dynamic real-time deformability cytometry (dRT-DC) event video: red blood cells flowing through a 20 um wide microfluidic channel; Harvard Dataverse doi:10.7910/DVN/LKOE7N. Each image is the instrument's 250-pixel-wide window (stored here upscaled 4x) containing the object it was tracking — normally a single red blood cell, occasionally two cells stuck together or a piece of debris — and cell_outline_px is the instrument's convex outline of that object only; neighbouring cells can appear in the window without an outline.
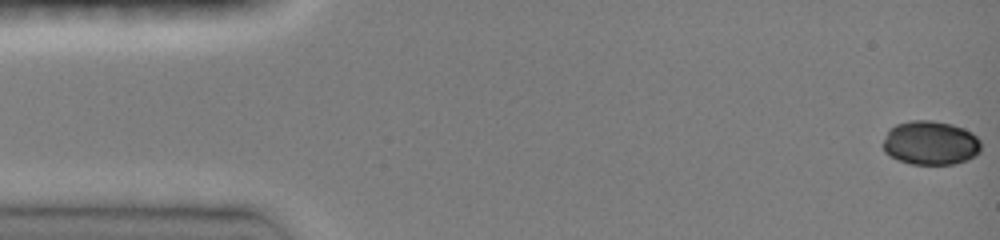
{"species": "common noctule bat (a hibernating species)", "species_latin": "Nyctalus noctula", "temperature_condition": "room temperature", "stored_images_in_passage": 47, "camera_frame_rate_fps": 3000, "um_per_image_px": 0.085, "animal": {"sex": "female", "body_mass_g": 19.0, "forearm_length_mm": 51.5}, "frame": {"image": 1, "passage_image": 1, "time_ms": 0.0, "image_size_px": [1000, 240], "cell_outline_px": [[980, 152], [976, 156], [968, 160], [956, 164], [912, 164], [896, 160], [884, 152], [880, 144], [888, 128], [896, 124], [908, 120], [932, 120], [952, 124], [964, 128], [972, 132], [980, 140]], "centroid_in_image_um": [79.05, 12.14], "position_along_channel_um": 5.9, "area_um2": 25.84}}
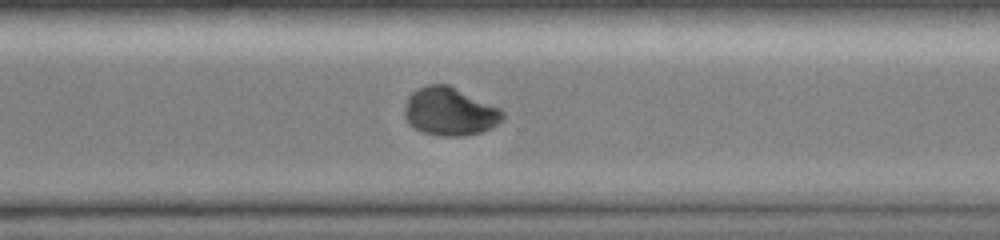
{"frame": {"image": 2, "passage_image": 34, "time_ms": 11.0, "image_size_px": [1000, 240], "cell_outline_px": [[504, 116], [492, 128], [480, 132], [460, 136], [444, 136], [424, 132], [408, 124], [404, 116], [404, 112], [408, 96], [412, 92], [428, 84], [448, 84], [500, 108], [504, 112]], "centroid_in_image_um": [38.22, 9.47], "position_along_channel_um": 332.4, "area_um2": 27.28}}
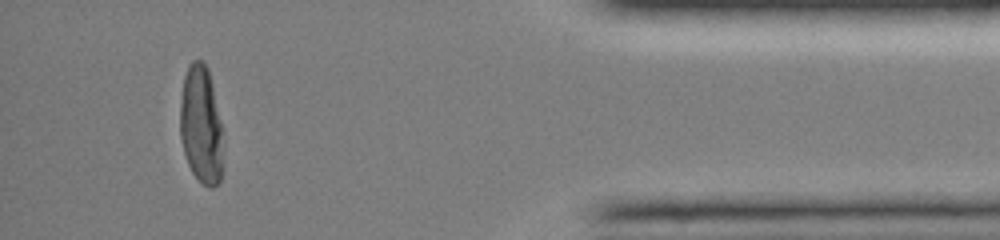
{"frame": {"image": 3, "passage_image": 43, "time_ms": 14.0, "image_size_px": [1000, 240], "cell_outline_px": [[224, 140], [220, 180], [212, 188], [208, 188], [192, 172], [188, 164], [184, 152], [180, 136], [180, 104], [184, 76], [188, 64], [192, 60], [204, 60], [208, 68], [212, 84], [220, 120]], "centroid_in_image_um": [17.09, 10.6], "position_along_channel_um": 418.1, "area_um2": 29.77}, "authors_computed_cell_mechanics": {"area_um2": 28.033, "velocity_mm_per_s": 4.1283, "shape_relaxation_time_tau1_ms": 6.6698, "shape_relaxation_time_tau2_ms": 4.6102, "deformation_change_tau1": 0.2255, "deformation_change_tau2": 0.0325}}